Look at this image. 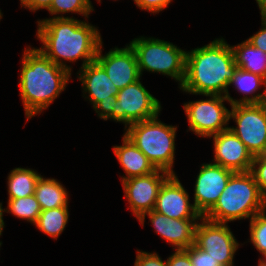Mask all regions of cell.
Listing matches in <instances>:
<instances>
[{
  "label": "cell",
  "instance_id": "obj_36",
  "mask_svg": "<svg viewBox=\"0 0 266 266\" xmlns=\"http://www.w3.org/2000/svg\"><path fill=\"white\" fill-rule=\"evenodd\" d=\"M258 266H266V258H259Z\"/></svg>",
  "mask_w": 266,
  "mask_h": 266
},
{
  "label": "cell",
  "instance_id": "obj_6",
  "mask_svg": "<svg viewBox=\"0 0 266 266\" xmlns=\"http://www.w3.org/2000/svg\"><path fill=\"white\" fill-rule=\"evenodd\" d=\"M135 51L138 68L143 71L156 72L170 76L179 87L185 78L186 51L175 44L153 37L140 36L129 43Z\"/></svg>",
  "mask_w": 266,
  "mask_h": 266
},
{
  "label": "cell",
  "instance_id": "obj_31",
  "mask_svg": "<svg viewBox=\"0 0 266 266\" xmlns=\"http://www.w3.org/2000/svg\"><path fill=\"white\" fill-rule=\"evenodd\" d=\"M254 47L266 53V15H261V29L247 39Z\"/></svg>",
  "mask_w": 266,
  "mask_h": 266
},
{
  "label": "cell",
  "instance_id": "obj_37",
  "mask_svg": "<svg viewBox=\"0 0 266 266\" xmlns=\"http://www.w3.org/2000/svg\"><path fill=\"white\" fill-rule=\"evenodd\" d=\"M21 3V7H25L31 0H19Z\"/></svg>",
  "mask_w": 266,
  "mask_h": 266
},
{
  "label": "cell",
  "instance_id": "obj_35",
  "mask_svg": "<svg viewBox=\"0 0 266 266\" xmlns=\"http://www.w3.org/2000/svg\"><path fill=\"white\" fill-rule=\"evenodd\" d=\"M3 212H4V209L2 207V203L0 202V236L2 235L3 229L5 227V223L3 220ZM0 242H2V241H0Z\"/></svg>",
  "mask_w": 266,
  "mask_h": 266
},
{
  "label": "cell",
  "instance_id": "obj_20",
  "mask_svg": "<svg viewBox=\"0 0 266 266\" xmlns=\"http://www.w3.org/2000/svg\"><path fill=\"white\" fill-rule=\"evenodd\" d=\"M34 195L40 204L41 210L69 206L67 189L54 178L41 176L36 184Z\"/></svg>",
  "mask_w": 266,
  "mask_h": 266
},
{
  "label": "cell",
  "instance_id": "obj_4",
  "mask_svg": "<svg viewBox=\"0 0 266 266\" xmlns=\"http://www.w3.org/2000/svg\"><path fill=\"white\" fill-rule=\"evenodd\" d=\"M266 210V198L250 171L234 172L206 219L228 223L249 218Z\"/></svg>",
  "mask_w": 266,
  "mask_h": 266
},
{
  "label": "cell",
  "instance_id": "obj_26",
  "mask_svg": "<svg viewBox=\"0 0 266 266\" xmlns=\"http://www.w3.org/2000/svg\"><path fill=\"white\" fill-rule=\"evenodd\" d=\"M250 240L261 258H266V210L256 214L250 221Z\"/></svg>",
  "mask_w": 266,
  "mask_h": 266
},
{
  "label": "cell",
  "instance_id": "obj_19",
  "mask_svg": "<svg viewBox=\"0 0 266 266\" xmlns=\"http://www.w3.org/2000/svg\"><path fill=\"white\" fill-rule=\"evenodd\" d=\"M235 86V89L244 96L240 99H233V97L226 96L229 104H261L266 93V80L254 73L237 68L234 72L233 78L229 86ZM264 87L263 92H259L260 87ZM258 91V93H257Z\"/></svg>",
  "mask_w": 266,
  "mask_h": 266
},
{
  "label": "cell",
  "instance_id": "obj_9",
  "mask_svg": "<svg viewBox=\"0 0 266 266\" xmlns=\"http://www.w3.org/2000/svg\"><path fill=\"white\" fill-rule=\"evenodd\" d=\"M77 74L82 84L83 97L90 101L98 117L105 121L113 120V109L119 90L104 68L95 60L80 68Z\"/></svg>",
  "mask_w": 266,
  "mask_h": 266
},
{
  "label": "cell",
  "instance_id": "obj_12",
  "mask_svg": "<svg viewBox=\"0 0 266 266\" xmlns=\"http://www.w3.org/2000/svg\"><path fill=\"white\" fill-rule=\"evenodd\" d=\"M170 175L169 172L157 169L149 175L121 181L128 208L137 219L144 213L154 210L160 187Z\"/></svg>",
  "mask_w": 266,
  "mask_h": 266
},
{
  "label": "cell",
  "instance_id": "obj_38",
  "mask_svg": "<svg viewBox=\"0 0 266 266\" xmlns=\"http://www.w3.org/2000/svg\"><path fill=\"white\" fill-rule=\"evenodd\" d=\"M261 104L263 105V107L265 108V111H266V93H265V96H264Z\"/></svg>",
  "mask_w": 266,
  "mask_h": 266
},
{
  "label": "cell",
  "instance_id": "obj_16",
  "mask_svg": "<svg viewBox=\"0 0 266 266\" xmlns=\"http://www.w3.org/2000/svg\"><path fill=\"white\" fill-rule=\"evenodd\" d=\"M147 215L155 233L166 240L174 250H185L194 244L195 228L200 219H172L152 210L138 219L143 227Z\"/></svg>",
  "mask_w": 266,
  "mask_h": 266
},
{
  "label": "cell",
  "instance_id": "obj_1",
  "mask_svg": "<svg viewBox=\"0 0 266 266\" xmlns=\"http://www.w3.org/2000/svg\"><path fill=\"white\" fill-rule=\"evenodd\" d=\"M37 24L36 36L42 43L38 49L56 65L71 72L72 66L66 61L73 63L81 59L80 68L95 61L102 38L97 27L87 19L46 18L38 19Z\"/></svg>",
  "mask_w": 266,
  "mask_h": 266
},
{
  "label": "cell",
  "instance_id": "obj_40",
  "mask_svg": "<svg viewBox=\"0 0 266 266\" xmlns=\"http://www.w3.org/2000/svg\"><path fill=\"white\" fill-rule=\"evenodd\" d=\"M2 17H3V14H2L1 9H0V20Z\"/></svg>",
  "mask_w": 266,
  "mask_h": 266
},
{
  "label": "cell",
  "instance_id": "obj_33",
  "mask_svg": "<svg viewBox=\"0 0 266 266\" xmlns=\"http://www.w3.org/2000/svg\"><path fill=\"white\" fill-rule=\"evenodd\" d=\"M51 2L52 0H31L24 8L29 9L31 12H36L42 9L48 10Z\"/></svg>",
  "mask_w": 266,
  "mask_h": 266
},
{
  "label": "cell",
  "instance_id": "obj_29",
  "mask_svg": "<svg viewBox=\"0 0 266 266\" xmlns=\"http://www.w3.org/2000/svg\"><path fill=\"white\" fill-rule=\"evenodd\" d=\"M134 266H167V260L163 261L156 252L137 250Z\"/></svg>",
  "mask_w": 266,
  "mask_h": 266
},
{
  "label": "cell",
  "instance_id": "obj_18",
  "mask_svg": "<svg viewBox=\"0 0 266 266\" xmlns=\"http://www.w3.org/2000/svg\"><path fill=\"white\" fill-rule=\"evenodd\" d=\"M113 153L125 171V176L124 174L121 176V181L131 177L149 175L157 170L149 159L124 134L122 145L113 146Z\"/></svg>",
  "mask_w": 266,
  "mask_h": 266
},
{
  "label": "cell",
  "instance_id": "obj_7",
  "mask_svg": "<svg viewBox=\"0 0 266 266\" xmlns=\"http://www.w3.org/2000/svg\"><path fill=\"white\" fill-rule=\"evenodd\" d=\"M206 99L189 101L183 108L188 119L189 131L199 137H210L229 129V113L224 102L229 100L226 96L203 95Z\"/></svg>",
  "mask_w": 266,
  "mask_h": 266
},
{
  "label": "cell",
  "instance_id": "obj_14",
  "mask_svg": "<svg viewBox=\"0 0 266 266\" xmlns=\"http://www.w3.org/2000/svg\"><path fill=\"white\" fill-rule=\"evenodd\" d=\"M102 49L103 41L98 48L95 60L104 68L118 90L140 79L137 57L130 44L124 48H112L104 55Z\"/></svg>",
  "mask_w": 266,
  "mask_h": 266
},
{
  "label": "cell",
  "instance_id": "obj_28",
  "mask_svg": "<svg viewBox=\"0 0 266 266\" xmlns=\"http://www.w3.org/2000/svg\"><path fill=\"white\" fill-rule=\"evenodd\" d=\"M185 251L189 254L193 266H221L207 252L197 248L194 244Z\"/></svg>",
  "mask_w": 266,
  "mask_h": 266
},
{
  "label": "cell",
  "instance_id": "obj_11",
  "mask_svg": "<svg viewBox=\"0 0 266 266\" xmlns=\"http://www.w3.org/2000/svg\"><path fill=\"white\" fill-rule=\"evenodd\" d=\"M194 245L211 255L221 266H234V254L240 244L228 223L201 217L195 228Z\"/></svg>",
  "mask_w": 266,
  "mask_h": 266
},
{
  "label": "cell",
  "instance_id": "obj_23",
  "mask_svg": "<svg viewBox=\"0 0 266 266\" xmlns=\"http://www.w3.org/2000/svg\"><path fill=\"white\" fill-rule=\"evenodd\" d=\"M68 219V207H59L42 210L34 225L44 234L57 240L65 230Z\"/></svg>",
  "mask_w": 266,
  "mask_h": 266
},
{
  "label": "cell",
  "instance_id": "obj_10",
  "mask_svg": "<svg viewBox=\"0 0 266 266\" xmlns=\"http://www.w3.org/2000/svg\"><path fill=\"white\" fill-rule=\"evenodd\" d=\"M236 126L229 129L244 143L253 157L266 147V111L262 104L231 105L229 120Z\"/></svg>",
  "mask_w": 266,
  "mask_h": 266
},
{
  "label": "cell",
  "instance_id": "obj_27",
  "mask_svg": "<svg viewBox=\"0 0 266 266\" xmlns=\"http://www.w3.org/2000/svg\"><path fill=\"white\" fill-rule=\"evenodd\" d=\"M250 173L253 175L260 192L266 198V158L255 156L251 164Z\"/></svg>",
  "mask_w": 266,
  "mask_h": 266
},
{
  "label": "cell",
  "instance_id": "obj_25",
  "mask_svg": "<svg viewBox=\"0 0 266 266\" xmlns=\"http://www.w3.org/2000/svg\"><path fill=\"white\" fill-rule=\"evenodd\" d=\"M92 11L94 9L90 0H52L48 9L49 14L54 15L51 18H73L64 17L63 15L66 13H78L88 19Z\"/></svg>",
  "mask_w": 266,
  "mask_h": 266
},
{
  "label": "cell",
  "instance_id": "obj_32",
  "mask_svg": "<svg viewBox=\"0 0 266 266\" xmlns=\"http://www.w3.org/2000/svg\"><path fill=\"white\" fill-rule=\"evenodd\" d=\"M167 266H193L189 254L185 250H175L167 258Z\"/></svg>",
  "mask_w": 266,
  "mask_h": 266
},
{
  "label": "cell",
  "instance_id": "obj_3",
  "mask_svg": "<svg viewBox=\"0 0 266 266\" xmlns=\"http://www.w3.org/2000/svg\"><path fill=\"white\" fill-rule=\"evenodd\" d=\"M71 75L38 48L29 46L24 49L18 85L26 121L41 114L59 97L70 82Z\"/></svg>",
  "mask_w": 266,
  "mask_h": 266
},
{
  "label": "cell",
  "instance_id": "obj_2",
  "mask_svg": "<svg viewBox=\"0 0 266 266\" xmlns=\"http://www.w3.org/2000/svg\"><path fill=\"white\" fill-rule=\"evenodd\" d=\"M234 54L223 37L186 51L185 78L179 87L193 95L229 96L228 87L237 69Z\"/></svg>",
  "mask_w": 266,
  "mask_h": 266
},
{
  "label": "cell",
  "instance_id": "obj_24",
  "mask_svg": "<svg viewBox=\"0 0 266 266\" xmlns=\"http://www.w3.org/2000/svg\"><path fill=\"white\" fill-rule=\"evenodd\" d=\"M4 212L12 213L15 217L26 220L34 225L41 213V207L34 194L18 199H8Z\"/></svg>",
  "mask_w": 266,
  "mask_h": 266
},
{
  "label": "cell",
  "instance_id": "obj_39",
  "mask_svg": "<svg viewBox=\"0 0 266 266\" xmlns=\"http://www.w3.org/2000/svg\"><path fill=\"white\" fill-rule=\"evenodd\" d=\"M261 156H262L263 158H266V147H265L264 152L261 154Z\"/></svg>",
  "mask_w": 266,
  "mask_h": 266
},
{
  "label": "cell",
  "instance_id": "obj_17",
  "mask_svg": "<svg viewBox=\"0 0 266 266\" xmlns=\"http://www.w3.org/2000/svg\"><path fill=\"white\" fill-rule=\"evenodd\" d=\"M208 138H213V163L230 169L233 172L250 171L253 156L244 143L227 129Z\"/></svg>",
  "mask_w": 266,
  "mask_h": 266
},
{
  "label": "cell",
  "instance_id": "obj_21",
  "mask_svg": "<svg viewBox=\"0 0 266 266\" xmlns=\"http://www.w3.org/2000/svg\"><path fill=\"white\" fill-rule=\"evenodd\" d=\"M238 68L257 74L266 80V53L254 47L248 40L231 45Z\"/></svg>",
  "mask_w": 266,
  "mask_h": 266
},
{
  "label": "cell",
  "instance_id": "obj_30",
  "mask_svg": "<svg viewBox=\"0 0 266 266\" xmlns=\"http://www.w3.org/2000/svg\"><path fill=\"white\" fill-rule=\"evenodd\" d=\"M141 10L157 14L170 5L173 0H133Z\"/></svg>",
  "mask_w": 266,
  "mask_h": 266
},
{
  "label": "cell",
  "instance_id": "obj_22",
  "mask_svg": "<svg viewBox=\"0 0 266 266\" xmlns=\"http://www.w3.org/2000/svg\"><path fill=\"white\" fill-rule=\"evenodd\" d=\"M42 175L30 168H14L7 177L8 199L24 198L34 194L36 184Z\"/></svg>",
  "mask_w": 266,
  "mask_h": 266
},
{
  "label": "cell",
  "instance_id": "obj_34",
  "mask_svg": "<svg viewBox=\"0 0 266 266\" xmlns=\"http://www.w3.org/2000/svg\"><path fill=\"white\" fill-rule=\"evenodd\" d=\"M260 9V15H266V0H255Z\"/></svg>",
  "mask_w": 266,
  "mask_h": 266
},
{
  "label": "cell",
  "instance_id": "obj_15",
  "mask_svg": "<svg viewBox=\"0 0 266 266\" xmlns=\"http://www.w3.org/2000/svg\"><path fill=\"white\" fill-rule=\"evenodd\" d=\"M189 194L176 174H171L160 187L154 211L172 219H200Z\"/></svg>",
  "mask_w": 266,
  "mask_h": 266
},
{
  "label": "cell",
  "instance_id": "obj_13",
  "mask_svg": "<svg viewBox=\"0 0 266 266\" xmlns=\"http://www.w3.org/2000/svg\"><path fill=\"white\" fill-rule=\"evenodd\" d=\"M234 172L214 163H203L194 186V207L204 217L217 203Z\"/></svg>",
  "mask_w": 266,
  "mask_h": 266
},
{
  "label": "cell",
  "instance_id": "obj_5",
  "mask_svg": "<svg viewBox=\"0 0 266 266\" xmlns=\"http://www.w3.org/2000/svg\"><path fill=\"white\" fill-rule=\"evenodd\" d=\"M156 116L136 122L124 132L156 169L175 174V137L177 126L167 125Z\"/></svg>",
  "mask_w": 266,
  "mask_h": 266
},
{
  "label": "cell",
  "instance_id": "obj_8",
  "mask_svg": "<svg viewBox=\"0 0 266 266\" xmlns=\"http://www.w3.org/2000/svg\"><path fill=\"white\" fill-rule=\"evenodd\" d=\"M136 82L120 89L113 109V121L124 123L126 129L133 123L159 116L161 103L141 83Z\"/></svg>",
  "mask_w": 266,
  "mask_h": 266
}]
</instances>
